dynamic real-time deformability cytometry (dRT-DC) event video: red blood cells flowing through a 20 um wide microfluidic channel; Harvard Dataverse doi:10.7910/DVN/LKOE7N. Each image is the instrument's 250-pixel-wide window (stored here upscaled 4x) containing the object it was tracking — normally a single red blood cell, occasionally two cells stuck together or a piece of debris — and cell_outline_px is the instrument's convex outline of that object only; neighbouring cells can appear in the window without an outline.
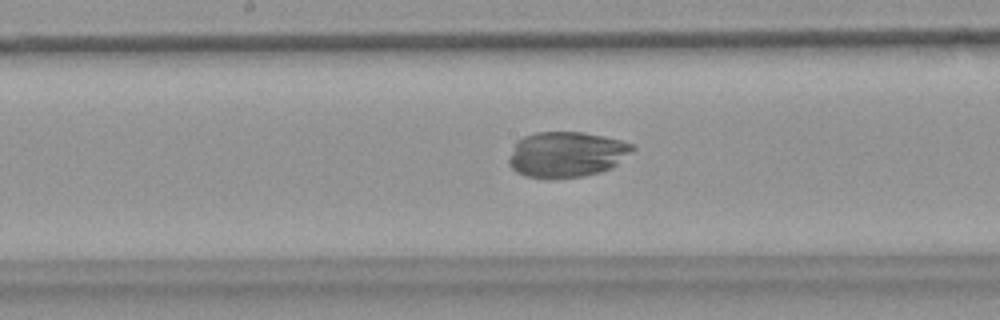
{"species": "common noctule bat (a hibernating species)", "species_latin": "Nyctalus noctula", "temperature_condition": "warm", "stored_images_in_passage": 34, "camera_frame_rate_fps": 3000, "um_per_image_px": 0.085, "animal": {"sex": "female", "body_mass_g": 18.4}, "frame": {"image": 1, "passage_image": 18, "time_ms": 5.667, "image_size_px": [1000, 320], "cell_outline_px": [[636, 148], [612, 168], [600, 172], [584, 176], [548, 180], [524, 176], [516, 172], [508, 164], [508, 160], [516, 140], [524, 136], [536, 132], [584, 132], [604, 136], [620, 140], [632, 144]], "centroid_in_image_um": [48.12, 13.14], "position_along_channel_um": 200.1, "area_um2": 33.29}}
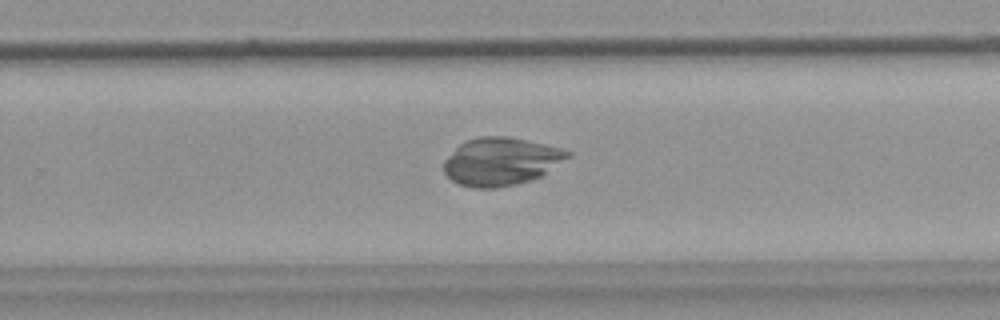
{"frame": {"image": 2, "passage_image": 25, "time_ms": 8.0, "image_size_px": [1000, 320], "cell_outline_px": [[572, 156], [540, 176], [516, 184], [496, 188], [472, 188], [460, 184], [452, 180], [444, 172], [444, 160], [460, 144], [468, 140], [480, 136], [508, 136], [544, 144], [560, 148], [572, 152]], "centroid_in_image_um": [42.59, 13.72], "position_along_channel_um": 287.2, "area_um2": 34.33}}
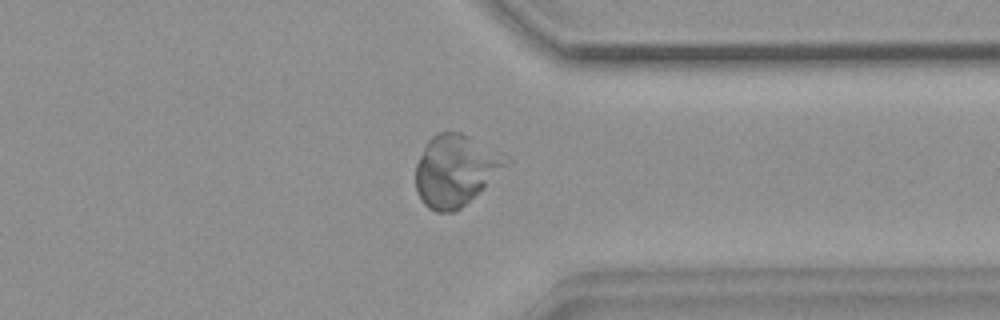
{"frame": {"image": 3, "passage_image": 32, "time_ms": 10.333, "image_size_px": [1000, 320], "cell_outline_px": [[512, 160], [484, 188], [460, 208], [452, 212], [436, 212], [428, 208], [424, 204], [416, 192], [416, 164], [428, 140], [432, 136], [440, 132], [460, 132], [500, 152]], "centroid_in_image_um": [38.7, 14.49], "position_along_channel_um": 372.7, "area_um2": 37.17}}